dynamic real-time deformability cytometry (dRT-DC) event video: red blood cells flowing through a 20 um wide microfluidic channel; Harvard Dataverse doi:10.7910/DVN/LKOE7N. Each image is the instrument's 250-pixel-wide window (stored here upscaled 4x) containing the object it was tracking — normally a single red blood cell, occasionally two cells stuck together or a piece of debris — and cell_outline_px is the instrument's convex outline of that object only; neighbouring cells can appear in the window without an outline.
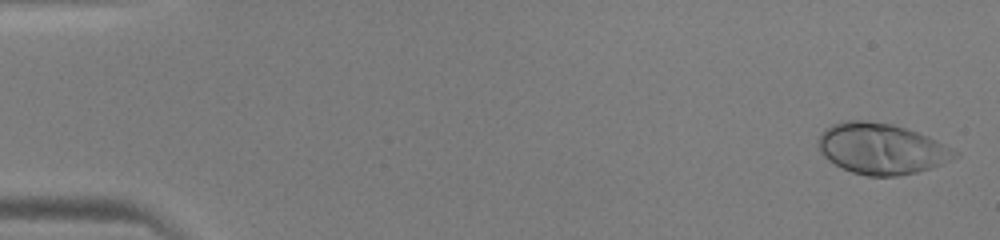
{"species": "human", "species_latin": "Homo sapiens", "temperature_condition": "warm", "stored_images_in_passage": 48, "camera_frame_rate_fps": 3000, "um_per_image_px": 0.085, "donor": {"sex": "male"}, "frame": {"image": 1, "passage_image": 2, "time_ms": 0.333, "image_size_px": [1000, 240], "cell_outline_px": [[940, 164], [932, 168], [916, 172], [896, 176], [868, 176], [852, 172], [828, 160], [820, 152], [816, 144], [824, 128], [832, 124], [844, 120], [864, 120], [892, 124], [928, 136], [936, 140], [940, 144]], "centroid_in_image_um": [74.63, 12.61], "position_along_channel_um": 10.4, "area_um2": 38.55}}
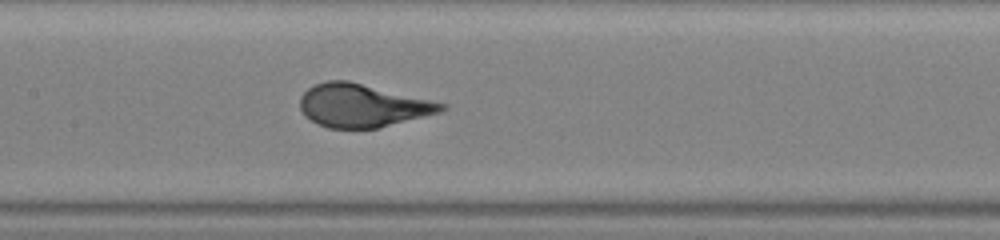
{"frame": {"image": 2, "passage_image": 24, "time_ms": 7.667, "image_size_px": [1000, 240], "cell_outline_px": [[448, 108], [440, 112], [380, 128], [328, 128], [316, 124], [304, 116], [300, 108], [300, 96], [308, 88], [316, 84], [328, 80], [348, 80], [448, 104]], "centroid_in_image_um": [30.79, 8.98], "position_along_channel_um": 176.6, "area_um2": 35.6}}
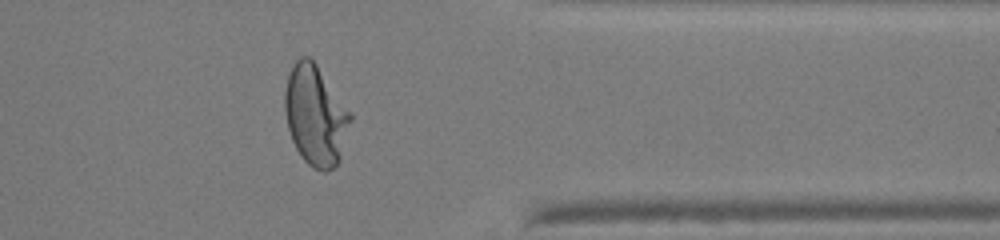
{"frame": {"image": 3, "passage_image": 39, "time_ms": 12.667, "image_size_px": [1000, 240], "cell_outline_px": [[352, 120], [340, 160], [332, 168], [324, 172], [312, 168], [304, 160], [296, 148], [292, 140], [288, 128], [284, 112], [284, 88], [288, 72], [296, 60], [300, 56], [308, 56], [316, 64], [352, 112]], "centroid_in_image_um": [26.81, 9.8], "position_along_channel_um": 384.6, "area_um2": 38.67}}